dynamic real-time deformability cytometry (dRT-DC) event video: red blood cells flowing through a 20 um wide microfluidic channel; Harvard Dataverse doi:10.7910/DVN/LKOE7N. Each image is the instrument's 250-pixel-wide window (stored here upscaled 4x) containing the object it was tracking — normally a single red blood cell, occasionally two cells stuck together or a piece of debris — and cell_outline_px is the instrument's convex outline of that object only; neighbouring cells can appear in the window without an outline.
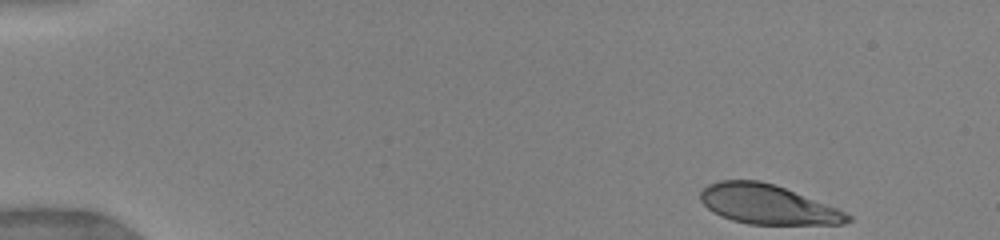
{"species": "human", "species_latin": "Homo sapiens", "temperature_condition": "warm", "stored_images_in_passage": 31, "camera_frame_rate_fps": 3000, "um_per_image_px": 0.085, "donor": {"sex": "female"}, "frame": {"image": 1, "passage_image": 1, "time_ms": 0.0, "image_size_px": [1000, 240], "cell_outline_px": [[852, 220], [844, 224], [748, 224], [732, 220], [720, 216], [712, 212], [700, 200], [700, 192], [708, 184], [720, 180], [760, 180], [784, 188], [836, 208], [852, 216]], "centroid_in_image_um": [65.2, 17.38], "position_along_channel_um": 19.8, "area_um2": 33.52}}
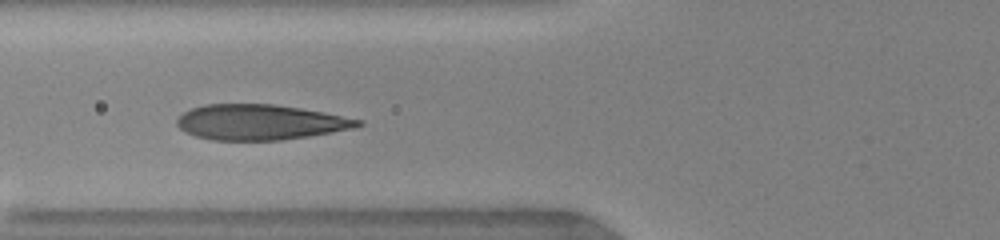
{"frame": {"image": 2, "passage_image": 12, "time_ms": 5.0, "image_size_px": [1000, 240], "cell_outline_px": [[364, 124], [356, 128], [308, 136], [280, 140], [212, 140], [196, 136], [184, 132], [176, 124], [176, 120], [184, 112], [192, 108], [204, 104], [276, 104], [324, 112], [364, 120]], "centroid_in_image_um": [22.13, 10.38], "position_along_channel_um": 103.7, "area_um2": 37.4}}
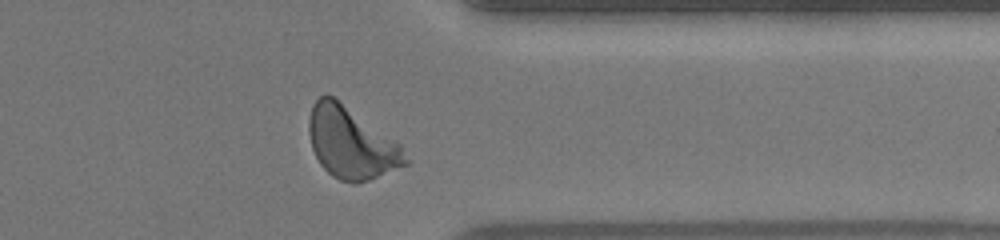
{"frame": {"image": 3, "passage_image": 29, "time_ms": 12.0, "image_size_px": [1000, 240], "cell_outline_px": [[408, 164], [368, 180], [356, 184], [352, 184], [340, 180], [332, 176], [320, 164], [312, 148], [308, 132], [308, 120], [312, 104], [320, 96], [332, 96], [400, 144], [408, 160]], "centroid_in_image_um": [29.82, 12.18], "position_along_channel_um": 381.6, "area_um2": 39.59}, "authors_computed_cell_mechanics": {"area_um2": 37.4544, "velocity_mm_per_s": 4.001, "shape_relaxation_time_tau1_ms": 2.667, "shape_relaxation_time_tau2_ms": null, "deformation_change_tau1": 0.16, "deformation_change_tau2": null}}